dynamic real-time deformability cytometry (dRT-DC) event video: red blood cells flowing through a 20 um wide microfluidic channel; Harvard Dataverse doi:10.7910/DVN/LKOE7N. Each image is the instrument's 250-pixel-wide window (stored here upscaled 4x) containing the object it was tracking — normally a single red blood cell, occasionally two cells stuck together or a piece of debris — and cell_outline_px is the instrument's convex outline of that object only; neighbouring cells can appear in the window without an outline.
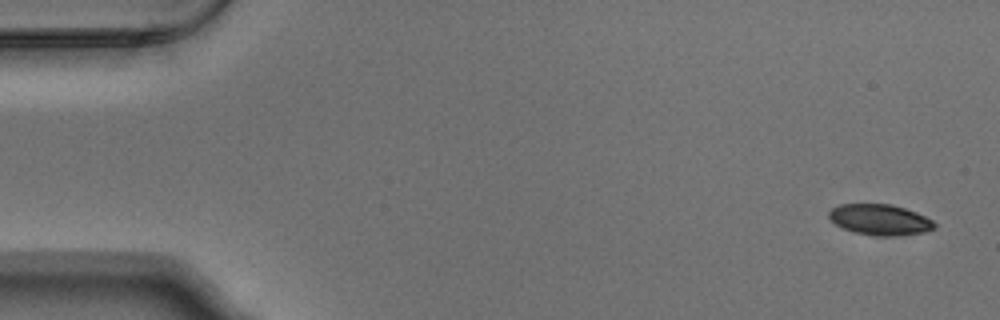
{"species": "Egyptian fruit bat (a non-hibernating species)", "species_latin": "Rousettus aegyptiacus", "temperature_condition": "warm", "stored_images_in_passage": 5, "camera_frame_rate_fps": 3000, "um_per_image_px": 0.085, "animal": {"sex": "male"}, "frame": {"image": 1, "passage_image": 1, "time_ms": 0.0, "image_size_px": [1000, 320], "cell_outline_px": [[936, 228], [928, 232], [896, 236], [872, 236], [856, 232], [844, 228], [836, 224], [828, 216], [828, 212], [832, 208], [840, 204], [892, 204], [916, 212], [932, 220], [936, 224]], "centroid_in_image_um": [74.83, 18.68], "position_along_channel_um": 10.2, "area_um2": 19.02}}
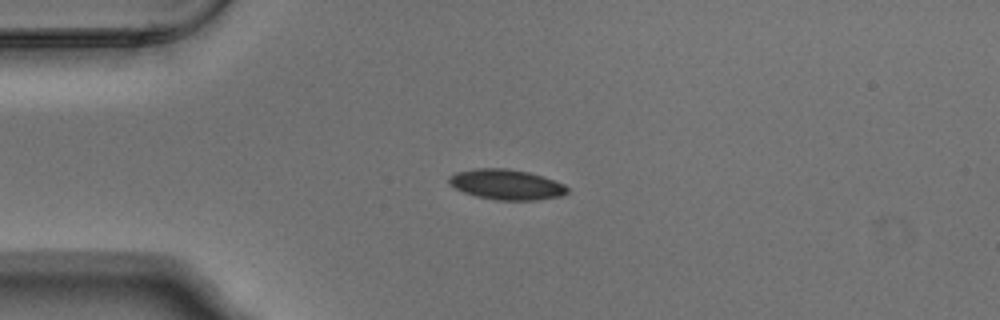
{"frame": {"image": 2, "passage_image": 4, "time_ms": 1.0, "image_size_px": [1000, 320], "cell_outline_px": [[568, 192], [560, 196], [536, 200], [496, 200], [476, 196], [464, 192], [448, 184], [448, 176], [456, 172], [476, 168], [504, 168], [528, 172], [564, 184], [568, 188]], "centroid_in_image_um": [43.0, 15.68], "position_along_channel_um": 42.0, "area_um2": 20.75}}